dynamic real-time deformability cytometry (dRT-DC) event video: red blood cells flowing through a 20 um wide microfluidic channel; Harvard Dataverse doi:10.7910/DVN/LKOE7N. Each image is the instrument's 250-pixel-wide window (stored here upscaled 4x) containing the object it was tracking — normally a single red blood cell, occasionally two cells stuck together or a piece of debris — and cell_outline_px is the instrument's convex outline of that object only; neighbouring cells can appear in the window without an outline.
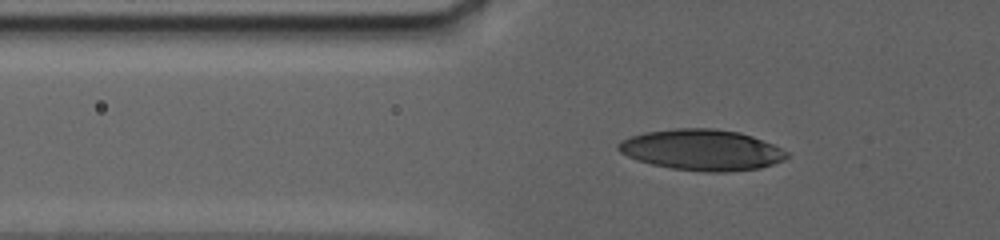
{"species": "human", "species_latin": "Homo sapiens", "temperature_condition": "warm", "stored_images_in_passage": 40, "camera_frame_rate_fps": 3000, "um_per_image_px": 0.085, "donor": {"sex": "female"}, "frame": {"image": 1, "passage_image": 19, "time_ms": 9.667, "image_size_px": [1000, 240], "cell_outline_px": [[788, 156], [784, 160], [760, 168], [728, 172], [704, 172], [672, 168], [652, 164], [636, 160], [620, 152], [616, 148], [616, 144], [620, 140], [644, 132], [676, 128], [712, 128], [740, 132], [752, 136], [772, 144], [788, 152]], "centroid_in_image_um": [59.63, 12.74], "position_along_channel_um": 66.2, "area_um2": 40.23}}
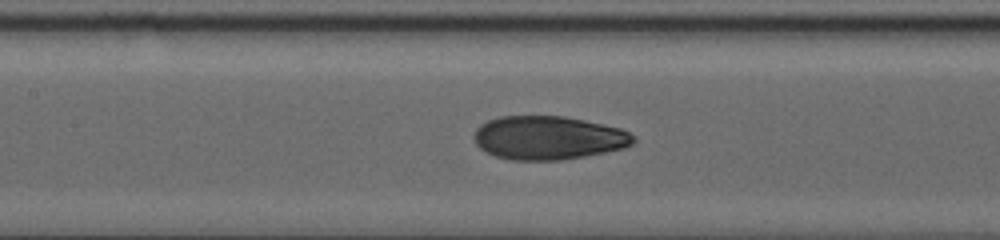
{"frame": {"image": 2, "passage_image": 28, "time_ms": 13.667, "image_size_px": [1000, 240], "cell_outline_px": [[636, 140], [632, 144], [624, 148], [584, 156], [560, 160], [508, 160], [496, 156], [480, 148], [476, 144], [476, 128], [480, 124], [488, 120], [500, 116], [564, 116], [584, 120], [620, 128], [636, 136]], "centroid_in_image_um": [46.62, 11.71], "position_along_channel_um": 160.8, "area_um2": 40.34}}
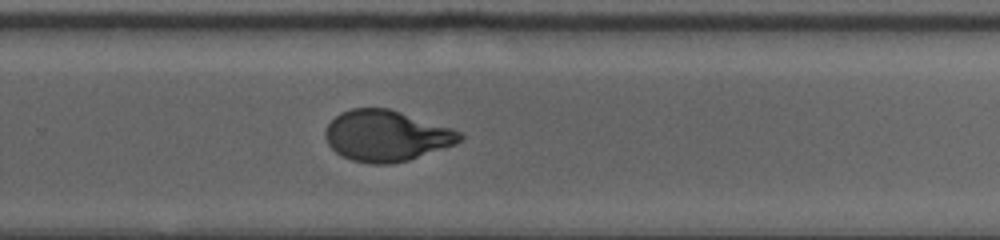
{"frame": {"image": 3, "passage_image": 40, "time_ms": 18.667, "image_size_px": [1000, 240], "cell_outline_px": [[464, 136], [456, 144], [408, 160], [392, 164], [372, 164], [352, 160], [336, 152], [328, 144], [324, 136], [324, 132], [328, 124], [340, 112], [352, 108], [388, 108], [452, 128], [460, 132]], "centroid_in_image_um": [32.83, 11.54], "position_along_channel_um": 297.0, "area_um2": 39.77}}